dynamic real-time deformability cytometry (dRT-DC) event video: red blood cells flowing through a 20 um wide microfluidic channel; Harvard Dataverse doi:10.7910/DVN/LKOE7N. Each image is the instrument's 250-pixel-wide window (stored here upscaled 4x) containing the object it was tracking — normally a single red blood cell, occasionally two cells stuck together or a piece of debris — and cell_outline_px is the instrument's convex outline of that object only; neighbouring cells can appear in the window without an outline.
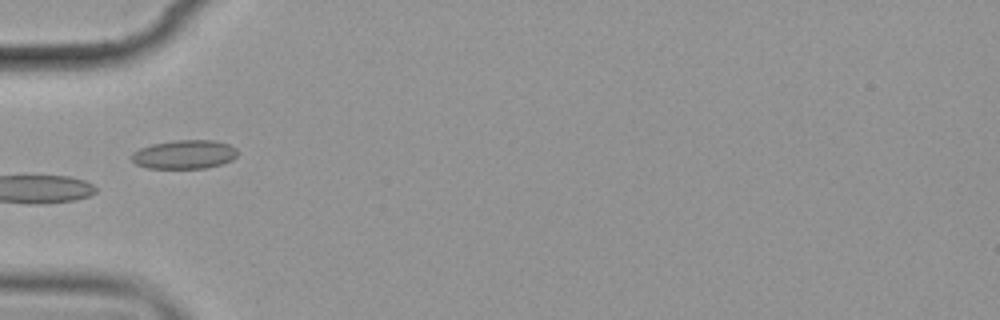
{"species": "common noctule bat (a hibernating species)", "species_latin": "Nyctalus noctula", "temperature_condition": "cold", "stored_images_in_passage": 15, "camera_frame_rate_fps": 3000, "um_per_image_px": 0.085, "animal": {"sex": "female", "body_mass_g": 19.9}, "frame": {"image": 1, "passage_image": 6, "time_ms": 6.333, "image_size_px": [1000, 320], "cell_outline_px": [[240, 152], [232, 160], [208, 168], [148, 168], [136, 164], [132, 160], [132, 152], [140, 148], [152, 144], [176, 140], [212, 140], [228, 144], [236, 148]], "centroid_in_image_um": [15.69, 13.12], "position_along_channel_um": 69.3, "area_um2": 17.8}}
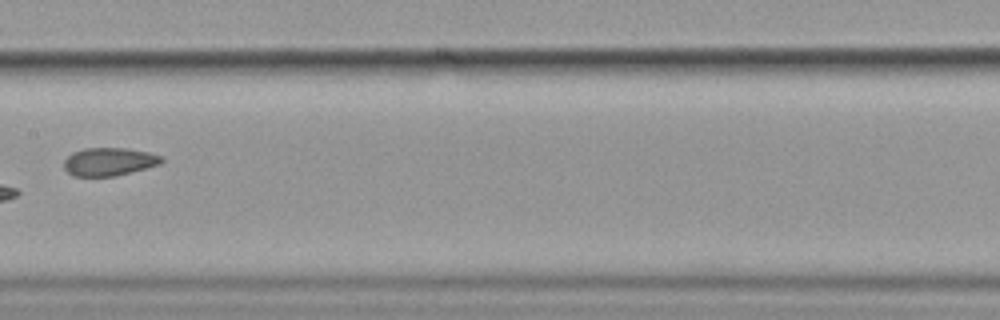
{"frame": {"image": 2, "passage_image": 9, "time_ms": 10.0, "image_size_px": [1000, 320], "cell_outline_px": [[164, 160], [160, 164], [116, 176], [72, 176], [64, 168], [64, 160], [72, 152], [84, 148], [128, 148], [148, 152], [164, 156]], "centroid_in_image_um": [9.28, 13.73], "position_along_channel_um": 198.1, "area_um2": 16.07}}
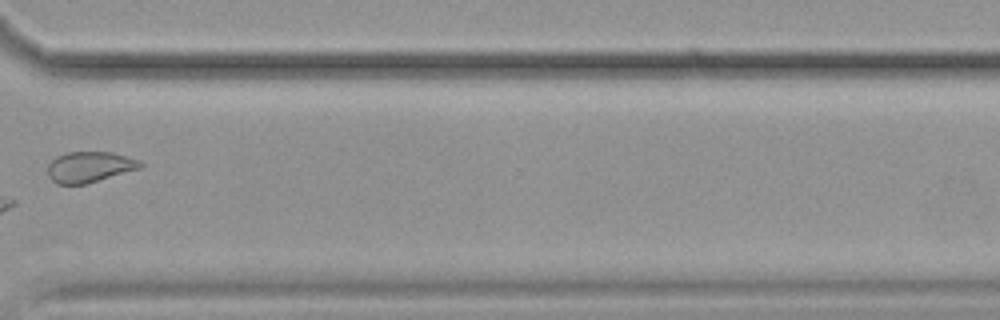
{"frame": {"image": 3, "passage_image": 13, "time_ms": 14.667, "image_size_px": [1000, 320], "cell_outline_px": [[144, 164], [140, 168], [84, 184], [56, 184], [48, 176], [48, 164], [56, 156], [68, 152], [112, 152], [140, 160]], "centroid_in_image_um": [7.59, 14.18], "position_along_channel_um": 363.0, "area_um2": 16.47}, "authors_computed_cell_mechanics": {"area_um2": 19.1896, "velocity_mm_per_s": 3.5219, "shape_relaxation_time_tau1_ms": 6.93, "shape_relaxation_time_tau2_ms": 2.1494, "deformation_change_tau1": 0.0918, "deformation_change_tau2": 0.0337}}